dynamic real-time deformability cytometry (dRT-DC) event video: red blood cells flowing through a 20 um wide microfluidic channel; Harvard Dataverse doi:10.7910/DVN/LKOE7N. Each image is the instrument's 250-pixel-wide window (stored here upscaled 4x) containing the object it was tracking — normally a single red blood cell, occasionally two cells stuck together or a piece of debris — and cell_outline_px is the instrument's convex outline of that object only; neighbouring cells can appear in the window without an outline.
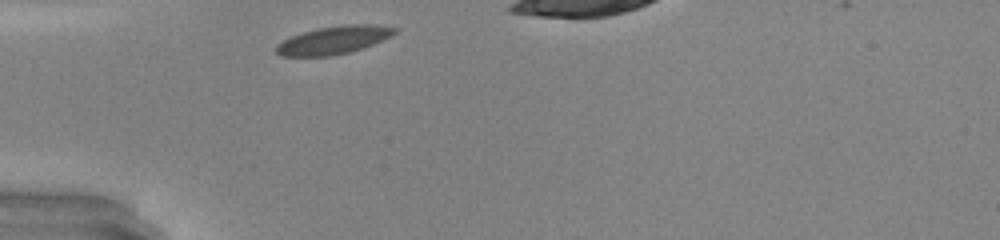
{"species": "common noctule bat (a hibernating species)", "species_latin": "Nyctalus noctula", "temperature_condition": "warm", "stored_images_in_passage": 25, "camera_frame_rate_fps": 3000, "um_per_image_px": 0.085, "animal": {"sex": "male", "body_mass_g": 20.0, "forearm_length_mm": 53.3}, "frame": {"image": 1, "passage_image": 1, "time_ms": 0.0, "image_size_px": [1000, 240], "cell_outline_px": [[396, 32], [392, 36], [372, 44], [348, 52], [328, 56], [280, 56], [276, 52], [276, 44], [292, 36], [304, 32], [320, 28], [348, 24], [368, 24], [396, 28]], "centroid_in_image_um": [28.34, 3.41], "position_along_channel_um": 56.7, "area_um2": 18.84}, "authors_computed_cell_mechanics": {"area_um2": 18.6694, "velocity_mm_per_s": 4.1682, "shape_relaxation_time_tau1_ms": 2.995, "shape_relaxation_time_tau2_ms": null, "deformation_change_tau1": 0.0831, "deformation_change_tau2": null}}